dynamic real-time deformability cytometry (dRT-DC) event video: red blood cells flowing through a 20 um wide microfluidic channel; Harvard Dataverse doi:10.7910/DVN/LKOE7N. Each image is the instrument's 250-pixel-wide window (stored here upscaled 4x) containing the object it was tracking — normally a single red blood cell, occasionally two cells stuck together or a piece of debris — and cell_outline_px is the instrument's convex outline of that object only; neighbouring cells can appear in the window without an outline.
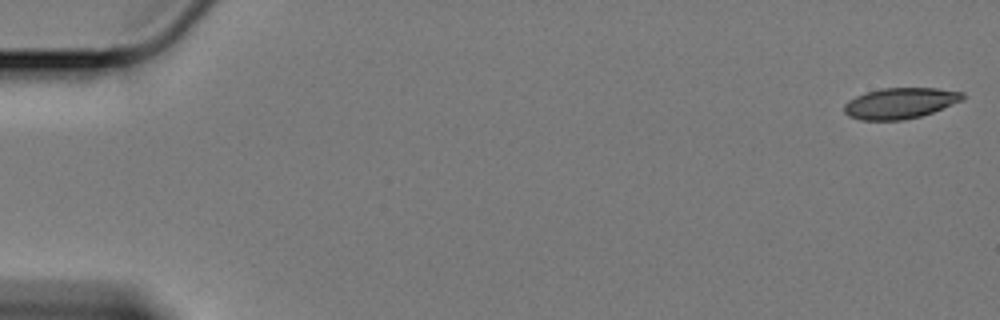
{"species": "Egyptian fruit bat (a non-hibernating species)", "species_latin": "Rousettus aegyptiacus", "temperature_condition": "cold", "stored_images_in_passage": 10, "camera_frame_rate_fps": 3000, "um_per_image_px": 0.085, "animal": {"sex": "female"}, "frame": {"image": 1, "passage_image": 1, "time_ms": 0.0, "image_size_px": [1000, 320], "cell_outline_px": [[964, 96], [960, 100], [932, 112], [920, 116], [904, 120], [860, 120], [848, 116], [844, 112], [844, 104], [848, 100], [856, 96], [880, 88], [936, 88], [964, 92]], "centroid_in_image_um": [76.45, 8.77], "position_along_channel_um": 8.5, "area_um2": 21.1}}